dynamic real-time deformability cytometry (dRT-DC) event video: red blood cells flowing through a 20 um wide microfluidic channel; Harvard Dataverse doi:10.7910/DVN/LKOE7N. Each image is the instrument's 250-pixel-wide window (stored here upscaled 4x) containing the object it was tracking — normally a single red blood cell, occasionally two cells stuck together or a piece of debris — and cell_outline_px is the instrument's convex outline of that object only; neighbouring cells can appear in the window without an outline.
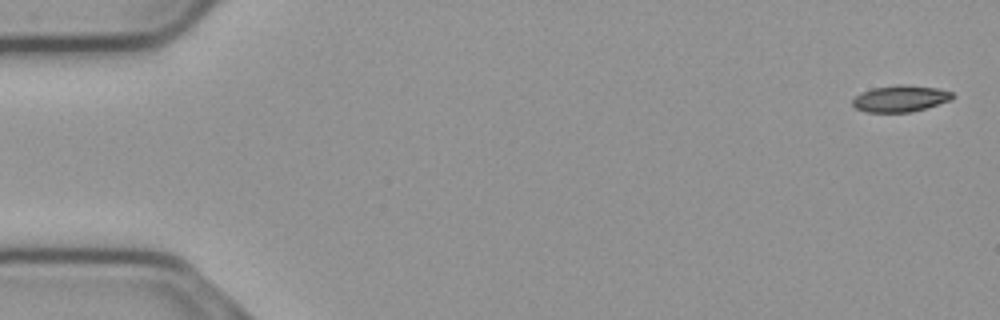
{"species": "common noctule bat (a hibernating species)", "species_latin": "Nyctalus noctula", "temperature_condition": "cold", "stored_images_in_passage": 55, "camera_frame_rate_fps": 3000, "um_per_image_px": 0.085, "animal": {"sex": "male", "body_mass_g": 23.1, "forearm_length_mm": 52.7}, "frame": {"image": 1, "passage_image": 1, "time_ms": 0.0, "image_size_px": [1000, 320], "cell_outline_px": [[956, 96], [952, 100], [912, 112], [864, 112], [856, 108], [852, 104], [852, 100], [856, 96], [872, 88], [900, 84], [940, 88], [952, 92]], "centroid_in_image_um": [76.57, 8.38], "position_along_channel_um": 8.4, "area_um2": 15.49}}
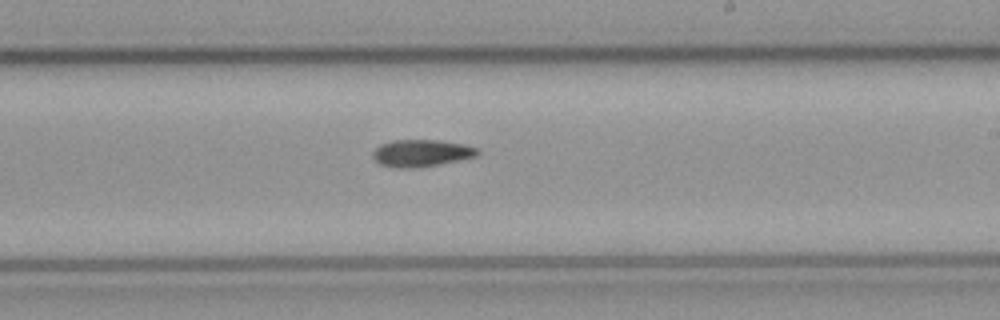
{"frame": {"image": 2, "passage_image": 32, "time_ms": 10.333, "image_size_px": [1000, 320], "cell_outline_px": [[480, 152], [476, 156], [440, 164], [420, 168], [396, 168], [380, 164], [372, 156], [372, 152], [380, 144], [392, 140], [436, 140], [464, 144], [476, 148]], "centroid_in_image_um": [35.79, 13.02], "position_along_channel_um": 253.2, "area_um2": 16.53}}
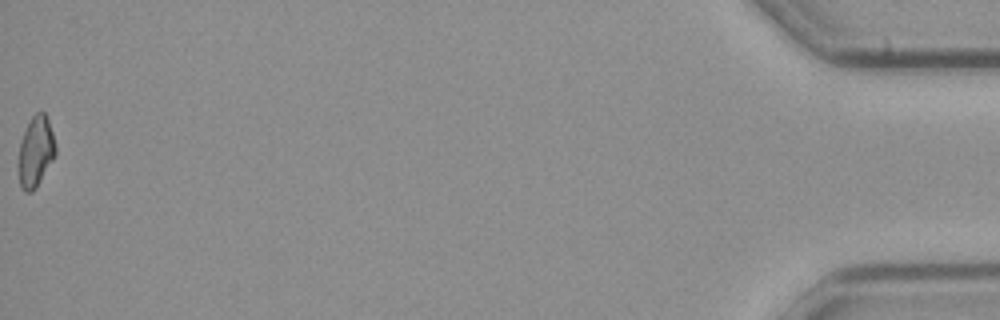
{"frame": {"image": 3, "passage_image": 55, "time_ms": 18.0, "image_size_px": [1000, 320], "cell_outline_px": [[56, 152], [52, 160], [36, 188], [32, 192], [24, 192], [20, 188], [16, 164], [20, 144], [24, 132], [32, 116], [36, 112], [44, 112], [48, 120], [52, 132], [56, 148]], "centroid_in_image_um": [2.99, 12.94], "position_along_channel_um": 432.2, "area_um2": 15.37}}